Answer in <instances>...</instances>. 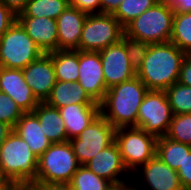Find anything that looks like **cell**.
Returning <instances> with one entry per match:
<instances>
[{"label":"cell","mask_w":191,"mask_h":190,"mask_svg":"<svg viewBox=\"0 0 191 190\" xmlns=\"http://www.w3.org/2000/svg\"><path fill=\"white\" fill-rule=\"evenodd\" d=\"M186 53L171 41L150 44L136 76L148 90L165 91L178 82Z\"/></svg>","instance_id":"6da1fadb"},{"label":"cell","mask_w":191,"mask_h":190,"mask_svg":"<svg viewBox=\"0 0 191 190\" xmlns=\"http://www.w3.org/2000/svg\"><path fill=\"white\" fill-rule=\"evenodd\" d=\"M147 87L133 78L109 88L100 103V114L115 128L137 127L138 109Z\"/></svg>","instance_id":"7a4b0ae2"},{"label":"cell","mask_w":191,"mask_h":190,"mask_svg":"<svg viewBox=\"0 0 191 190\" xmlns=\"http://www.w3.org/2000/svg\"><path fill=\"white\" fill-rule=\"evenodd\" d=\"M174 11L162 0L124 27V35L149 44L169 42Z\"/></svg>","instance_id":"3957f363"},{"label":"cell","mask_w":191,"mask_h":190,"mask_svg":"<svg viewBox=\"0 0 191 190\" xmlns=\"http://www.w3.org/2000/svg\"><path fill=\"white\" fill-rule=\"evenodd\" d=\"M38 158L28 144L12 131L0 148L3 175L16 182L36 181Z\"/></svg>","instance_id":"277c9868"},{"label":"cell","mask_w":191,"mask_h":190,"mask_svg":"<svg viewBox=\"0 0 191 190\" xmlns=\"http://www.w3.org/2000/svg\"><path fill=\"white\" fill-rule=\"evenodd\" d=\"M80 164L71 143H54L38 158L37 183H70Z\"/></svg>","instance_id":"5b68a950"},{"label":"cell","mask_w":191,"mask_h":190,"mask_svg":"<svg viewBox=\"0 0 191 190\" xmlns=\"http://www.w3.org/2000/svg\"><path fill=\"white\" fill-rule=\"evenodd\" d=\"M42 54L17 20L0 37V67L22 70Z\"/></svg>","instance_id":"8992f818"},{"label":"cell","mask_w":191,"mask_h":190,"mask_svg":"<svg viewBox=\"0 0 191 190\" xmlns=\"http://www.w3.org/2000/svg\"><path fill=\"white\" fill-rule=\"evenodd\" d=\"M157 140L154 135L139 127L115 129L114 141L128 171L137 170L138 166L144 165L156 156Z\"/></svg>","instance_id":"52a82bcc"},{"label":"cell","mask_w":191,"mask_h":190,"mask_svg":"<svg viewBox=\"0 0 191 190\" xmlns=\"http://www.w3.org/2000/svg\"><path fill=\"white\" fill-rule=\"evenodd\" d=\"M123 35L124 27L112 14H88L77 50L100 52L119 42Z\"/></svg>","instance_id":"ba28073f"},{"label":"cell","mask_w":191,"mask_h":190,"mask_svg":"<svg viewBox=\"0 0 191 190\" xmlns=\"http://www.w3.org/2000/svg\"><path fill=\"white\" fill-rule=\"evenodd\" d=\"M173 113L165 91L148 90L138 109L137 127L156 138L166 136Z\"/></svg>","instance_id":"9c48e42d"},{"label":"cell","mask_w":191,"mask_h":190,"mask_svg":"<svg viewBox=\"0 0 191 190\" xmlns=\"http://www.w3.org/2000/svg\"><path fill=\"white\" fill-rule=\"evenodd\" d=\"M115 128L99 114L71 143L77 161L85 165L114 141Z\"/></svg>","instance_id":"30bf717a"},{"label":"cell","mask_w":191,"mask_h":190,"mask_svg":"<svg viewBox=\"0 0 191 190\" xmlns=\"http://www.w3.org/2000/svg\"><path fill=\"white\" fill-rule=\"evenodd\" d=\"M99 53L107 89L136 76V72L129 62L124 35L119 42L102 49Z\"/></svg>","instance_id":"8fae6325"},{"label":"cell","mask_w":191,"mask_h":190,"mask_svg":"<svg viewBox=\"0 0 191 190\" xmlns=\"http://www.w3.org/2000/svg\"><path fill=\"white\" fill-rule=\"evenodd\" d=\"M78 71V83L95 103L100 104L108 90L105 85L100 53L79 51Z\"/></svg>","instance_id":"7c38bea8"},{"label":"cell","mask_w":191,"mask_h":190,"mask_svg":"<svg viewBox=\"0 0 191 190\" xmlns=\"http://www.w3.org/2000/svg\"><path fill=\"white\" fill-rule=\"evenodd\" d=\"M22 73L36 99L39 102H45L56 83L55 69L50 53H43L23 68Z\"/></svg>","instance_id":"4fadbf2b"},{"label":"cell","mask_w":191,"mask_h":190,"mask_svg":"<svg viewBox=\"0 0 191 190\" xmlns=\"http://www.w3.org/2000/svg\"><path fill=\"white\" fill-rule=\"evenodd\" d=\"M0 92L12 98L24 113L32 112L39 104L20 69L0 67Z\"/></svg>","instance_id":"5bb4252c"},{"label":"cell","mask_w":191,"mask_h":190,"mask_svg":"<svg viewBox=\"0 0 191 190\" xmlns=\"http://www.w3.org/2000/svg\"><path fill=\"white\" fill-rule=\"evenodd\" d=\"M85 166L99 177L109 181L113 186L127 184L123 179L119 178L121 173H127L128 170L123 164L119 148L115 141L102 151H99Z\"/></svg>","instance_id":"9a60e30c"},{"label":"cell","mask_w":191,"mask_h":190,"mask_svg":"<svg viewBox=\"0 0 191 190\" xmlns=\"http://www.w3.org/2000/svg\"><path fill=\"white\" fill-rule=\"evenodd\" d=\"M86 13L69 5L57 20V50H77Z\"/></svg>","instance_id":"2e32d148"},{"label":"cell","mask_w":191,"mask_h":190,"mask_svg":"<svg viewBox=\"0 0 191 190\" xmlns=\"http://www.w3.org/2000/svg\"><path fill=\"white\" fill-rule=\"evenodd\" d=\"M34 43L43 53L57 51V20L48 17H17Z\"/></svg>","instance_id":"e0dca14e"},{"label":"cell","mask_w":191,"mask_h":190,"mask_svg":"<svg viewBox=\"0 0 191 190\" xmlns=\"http://www.w3.org/2000/svg\"><path fill=\"white\" fill-rule=\"evenodd\" d=\"M140 167L144 182L150 190H183L177 171L171 169L157 156Z\"/></svg>","instance_id":"ac0fdd59"},{"label":"cell","mask_w":191,"mask_h":190,"mask_svg":"<svg viewBox=\"0 0 191 190\" xmlns=\"http://www.w3.org/2000/svg\"><path fill=\"white\" fill-rule=\"evenodd\" d=\"M68 140L77 137L99 114L100 104H70L59 108Z\"/></svg>","instance_id":"d6986e66"},{"label":"cell","mask_w":191,"mask_h":190,"mask_svg":"<svg viewBox=\"0 0 191 190\" xmlns=\"http://www.w3.org/2000/svg\"><path fill=\"white\" fill-rule=\"evenodd\" d=\"M39 158L52 144L41 129L40 122L33 112L23 113L13 128Z\"/></svg>","instance_id":"ffe728a7"},{"label":"cell","mask_w":191,"mask_h":190,"mask_svg":"<svg viewBox=\"0 0 191 190\" xmlns=\"http://www.w3.org/2000/svg\"><path fill=\"white\" fill-rule=\"evenodd\" d=\"M32 112L37 116L43 133L52 144L69 141L64 120L58 108L52 107L46 102H39Z\"/></svg>","instance_id":"44dd1931"},{"label":"cell","mask_w":191,"mask_h":190,"mask_svg":"<svg viewBox=\"0 0 191 190\" xmlns=\"http://www.w3.org/2000/svg\"><path fill=\"white\" fill-rule=\"evenodd\" d=\"M45 102L58 109L70 104H98L88 96L84 88L78 82H64L58 80H56L51 94Z\"/></svg>","instance_id":"7402d4cb"},{"label":"cell","mask_w":191,"mask_h":190,"mask_svg":"<svg viewBox=\"0 0 191 190\" xmlns=\"http://www.w3.org/2000/svg\"><path fill=\"white\" fill-rule=\"evenodd\" d=\"M58 81L78 82L79 77V51L57 50L50 52Z\"/></svg>","instance_id":"603a6c76"},{"label":"cell","mask_w":191,"mask_h":190,"mask_svg":"<svg viewBox=\"0 0 191 190\" xmlns=\"http://www.w3.org/2000/svg\"><path fill=\"white\" fill-rule=\"evenodd\" d=\"M190 152L191 145L173 141L166 136L159 137L157 140L156 156L176 171Z\"/></svg>","instance_id":"cb8c5ba5"},{"label":"cell","mask_w":191,"mask_h":190,"mask_svg":"<svg viewBox=\"0 0 191 190\" xmlns=\"http://www.w3.org/2000/svg\"><path fill=\"white\" fill-rule=\"evenodd\" d=\"M70 5L67 0H29L17 17H48L57 19Z\"/></svg>","instance_id":"d4e9b609"},{"label":"cell","mask_w":191,"mask_h":190,"mask_svg":"<svg viewBox=\"0 0 191 190\" xmlns=\"http://www.w3.org/2000/svg\"><path fill=\"white\" fill-rule=\"evenodd\" d=\"M170 41L186 54H191V12L174 13Z\"/></svg>","instance_id":"484cf974"},{"label":"cell","mask_w":191,"mask_h":190,"mask_svg":"<svg viewBox=\"0 0 191 190\" xmlns=\"http://www.w3.org/2000/svg\"><path fill=\"white\" fill-rule=\"evenodd\" d=\"M73 190H110L113 185L96 175L87 166L80 165L70 182Z\"/></svg>","instance_id":"4316f807"},{"label":"cell","mask_w":191,"mask_h":190,"mask_svg":"<svg viewBox=\"0 0 191 190\" xmlns=\"http://www.w3.org/2000/svg\"><path fill=\"white\" fill-rule=\"evenodd\" d=\"M165 93L173 115L191 113V87L176 82Z\"/></svg>","instance_id":"83f0119b"},{"label":"cell","mask_w":191,"mask_h":190,"mask_svg":"<svg viewBox=\"0 0 191 190\" xmlns=\"http://www.w3.org/2000/svg\"><path fill=\"white\" fill-rule=\"evenodd\" d=\"M159 1L160 0H123L112 15L125 27L133 19L140 16Z\"/></svg>","instance_id":"f1b7e54d"},{"label":"cell","mask_w":191,"mask_h":190,"mask_svg":"<svg viewBox=\"0 0 191 190\" xmlns=\"http://www.w3.org/2000/svg\"><path fill=\"white\" fill-rule=\"evenodd\" d=\"M166 137L191 145V113L173 115Z\"/></svg>","instance_id":"f546056e"},{"label":"cell","mask_w":191,"mask_h":190,"mask_svg":"<svg viewBox=\"0 0 191 190\" xmlns=\"http://www.w3.org/2000/svg\"><path fill=\"white\" fill-rule=\"evenodd\" d=\"M124 44L126 46L130 65L135 70V72H137L143 63L150 44L147 42L132 39L126 35H124Z\"/></svg>","instance_id":"4dcf8cb0"},{"label":"cell","mask_w":191,"mask_h":190,"mask_svg":"<svg viewBox=\"0 0 191 190\" xmlns=\"http://www.w3.org/2000/svg\"><path fill=\"white\" fill-rule=\"evenodd\" d=\"M23 113L12 98L0 92V121L14 128Z\"/></svg>","instance_id":"1f68e13d"},{"label":"cell","mask_w":191,"mask_h":190,"mask_svg":"<svg viewBox=\"0 0 191 190\" xmlns=\"http://www.w3.org/2000/svg\"><path fill=\"white\" fill-rule=\"evenodd\" d=\"M183 190H191V152L186 155L185 161L177 170Z\"/></svg>","instance_id":"d6a6232c"},{"label":"cell","mask_w":191,"mask_h":190,"mask_svg":"<svg viewBox=\"0 0 191 190\" xmlns=\"http://www.w3.org/2000/svg\"><path fill=\"white\" fill-rule=\"evenodd\" d=\"M17 20V15L0 1V37Z\"/></svg>","instance_id":"836d02e7"},{"label":"cell","mask_w":191,"mask_h":190,"mask_svg":"<svg viewBox=\"0 0 191 190\" xmlns=\"http://www.w3.org/2000/svg\"><path fill=\"white\" fill-rule=\"evenodd\" d=\"M70 5L76 7L86 14L101 13L100 0H72Z\"/></svg>","instance_id":"e575fe53"},{"label":"cell","mask_w":191,"mask_h":190,"mask_svg":"<svg viewBox=\"0 0 191 190\" xmlns=\"http://www.w3.org/2000/svg\"><path fill=\"white\" fill-rule=\"evenodd\" d=\"M178 82L191 87V54H186L182 61Z\"/></svg>","instance_id":"d590c367"},{"label":"cell","mask_w":191,"mask_h":190,"mask_svg":"<svg viewBox=\"0 0 191 190\" xmlns=\"http://www.w3.org/2000/svg\"><path fill=\"white\" fill-rule=\"evenodd\" d=\"M174 13H187L191 12V0H162Z\"/></svg>","instance_id":"8d00e7d4"},{"label":"cell","mask_w":191,"mask_h":190,"mask_svg":"<svg viewBox=\"0 0 191 190\" xmlns=\"http://www.w3.org/2000/svg\"><path fill=\"white\" fill-rule=\"evenodd\" d=\"M123 0H100L101 13L113 14Z\"/></svg>","instance_id":"74e56055"},{"label":"cell","mask_w":191,"mask_h":190,"mask_svg":"<svg viewBox=\"0 0 191 190\" xmlns=\"http://www.w3.org/2000/svg\"><path fill=\"white\" fill-rule=\"evenodd\" d=\"M0 1L17 15L25 8L29 0H0Z\"/></svg>","instance_id":"f35d334b"},{"label":"cell","mask_w":191,"mask_h":190,"mask_svg":"<svg viewBox=\"0 0 191 190\" xmlns=\"http://www.w3.org/2000/svg\"><path fill=\"white\" fill-rule=\"evenodd\" d=\"M16 190H47L46 185L37 183L35 181L30 182H17Z\"/></svg>","instance_id":"ab89813d"},{"label":"cell","mask_w":191,"mask_h":190,"mask_svg":"<svg viewBox=\"0 0 191 190\" xmlns=\"http://www.w3.org/2000/svg\"><path fill=\"white\" fill-rule=\"evenodd\" d=\"M13 131V128L6 124L5 122L0 121V148L3 145L5 139Z\"/></svg>","instance_id":"60d3db41"},{"label":"cell","mask_w":191,"mask_h":190,"mask_svg":"<svg viewBox=\"0 0 191 190\" xmlns=\"http://www.w3.org/2000/svg\"><path fill=\"white\" fill-rule=\"evenodd\" d=\"M47 190H73L70 183L46 184Z\"/></svg>","instance_id":"b9f144b4"},{"label":"cell","mask_w":191,"mask_h":190,"mask_svg":"<svg viewBox=\"0 0 191 190\" xmlns=\"http://www.w3.org/2000/svg\"><path fill=\"white\" fill-rule=\"evenodd\" d=\"M16 185V181L6 178L0 183V190H16Z\"/></svg>","instance_id":"7bdbcfd3"},{"label":"cell","mask_w":191,"mask_h":190,"mask_svg":"<svg viewBox=\"0 0 191 190\" xmlns=\"http://www.w3.org/2000/svg\"><path fill=\"white\" fill-rule=\"evenodd\" d=\"M110 190H138V188L134 187L132 185L125 184V185H121V186H113Z\"/></svg>","instance_id":"ee69618b"},{"label":"cell","mask_w":191,"mask_h":190,"mask_svg":"<svg viewBox=\"0 0 191 190\" xmlns=\"http://www.w3.org/2000/svg\"><path fill=\"white\" fill-rule=\"evenodd\" d=\"M6 179V177L3 175L1 167H0V183L3 182Z\"/></svg>","instance_id":"f6af8a7d"}]
</instances>
